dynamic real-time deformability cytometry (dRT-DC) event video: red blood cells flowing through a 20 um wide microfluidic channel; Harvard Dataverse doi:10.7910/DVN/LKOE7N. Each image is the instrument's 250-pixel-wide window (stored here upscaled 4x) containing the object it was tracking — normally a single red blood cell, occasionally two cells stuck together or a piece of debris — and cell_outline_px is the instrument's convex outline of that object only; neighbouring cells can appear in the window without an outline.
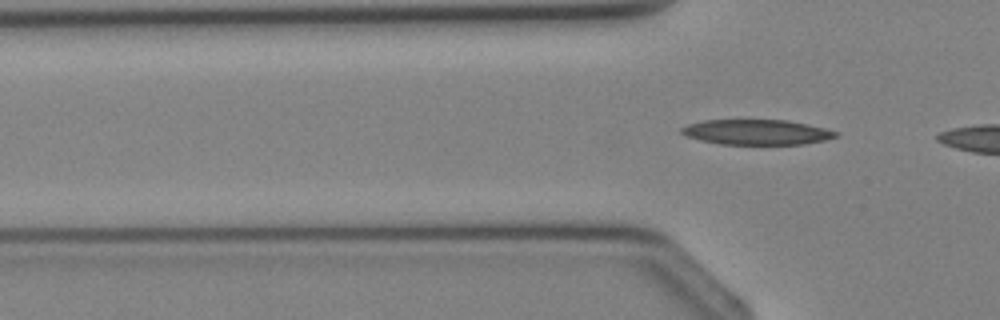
{"species": "Egyptian fruit bat (a non-hibernating species)", "species_latin": "Rousettus aegyptiacus", "temperature_condition": "cold", "stored_images_in_passage": 3, "camera_frame_rate_fps": 3000, "um_per_image_px": 0.085, "animal": {"sex": "female"}, "frame": {"image": 1, "passage_image": 3, "time_ms": 3.333, "image_size_px": [1000, 320], "cell_outline_px": [[840, 136], [824, 140], [804, 144], [720, 144], [700, 140], [684, 136], [680, 132], [680, 128], [688, 124], [704, 120], [788, 120], [824, 128], [840, 132]], "centroid_in_image_um": [64.31, 11.23], "position_along_channel_um": 61.5, "area_um2": 22.72}}